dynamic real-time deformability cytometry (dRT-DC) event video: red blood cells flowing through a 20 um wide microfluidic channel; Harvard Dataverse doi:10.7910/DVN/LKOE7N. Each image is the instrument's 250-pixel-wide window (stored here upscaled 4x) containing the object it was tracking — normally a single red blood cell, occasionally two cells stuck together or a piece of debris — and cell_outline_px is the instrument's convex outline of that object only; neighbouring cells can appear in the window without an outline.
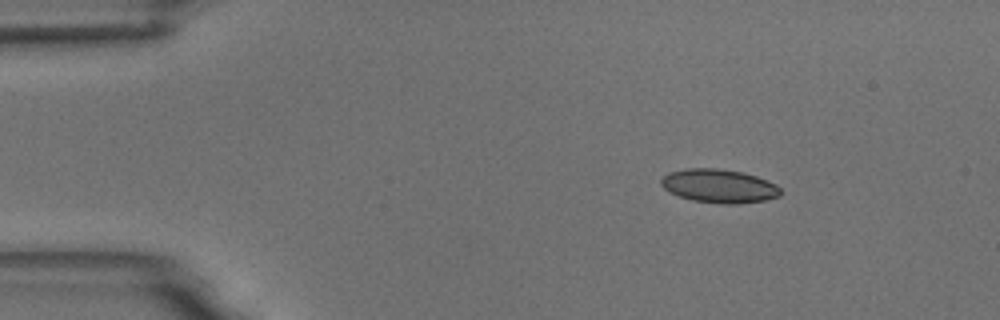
{"species": "common noctule bat (a hibernating species)", "species_latin": "Nyctalus noctula", "temperature_condition": "room temperature", "stored_images_in_passage": 6, "camera_frame_rate_fps": 3000, "um_per_image_px": 0.085, "animal": {"sex": "male", "body_mass_g": 18.8}, "frame": {"image": 1, "passage_image": 3, "time_ms": 2.333, "image_size_px": [1000, 320], "cell_outline_px": [[780, 196], [764, 200], [736, 204], [720, 204], [692, 200], [668, 192], [660, 184], [660, 180], [668, 172], [688, 168], [716, 168], [744, 172], [756, 176], [776, 184], [780, 188]], "centroid_in_image_um": [61.1, 15.81], "position_along_channel_um": 23.9, "area_um2": 23.47}}
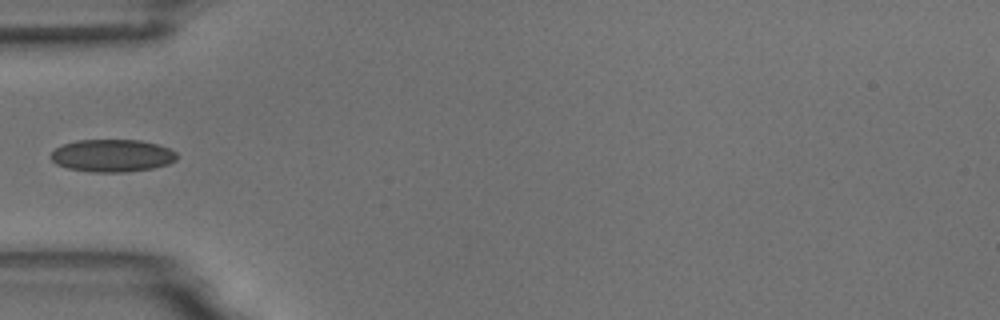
{"frame": {"image": 2, "passage_image": 6, "time_ms": 5.667, "image_size_px": [1000, 320], "cell_outline_px": [[176, 160], [168, 164], [152, 168], [124, 172], [92, 172], [68, 168], [56, 164], [48, 156], [56, 148], [64, 144], [76, 140], [140, 140], [156, 144], [168, 148], [176, 152]], "centroid_in_image_um": [9.51, 13.23], "position_along_channel_um": 75.5, "area_um2": 23.81}}